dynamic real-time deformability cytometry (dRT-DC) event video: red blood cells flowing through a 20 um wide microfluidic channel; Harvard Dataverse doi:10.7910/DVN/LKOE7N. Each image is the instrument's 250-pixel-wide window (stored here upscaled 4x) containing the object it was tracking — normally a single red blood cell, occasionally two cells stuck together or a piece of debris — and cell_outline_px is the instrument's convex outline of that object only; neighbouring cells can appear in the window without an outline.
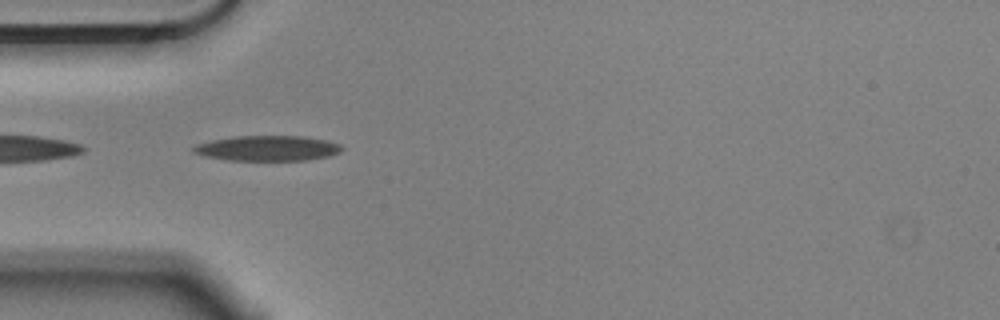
{"species": "Egyptian fruit bat (a non-hibernating species)", "species_latin": "Rousettus aegyptiacus", "temperature_condition": "cold", "stored_images_in_passage": 14, "camera_frame_rate_fps": 3000, "um_per_image_px": 0.085, "animal": {"sex": "male"}, "frame": {"image": 1, "passage_image": 4, "time_ms": 1.0, "image_size_px": [1000, 320], "cell_outline_px": [[344, 148], [340, 152], [328, 156], [304, 160], [228, 160], [204, 156], [192, 152], [192, 148], [196, 144], [212, 140], [236, 136], [304, 136], [328, 140], [340, 144]], "centroid_in_image_um": [22.74, 12.59], "position_along_channel_um": 62.3, "area_um2": 21.85}}
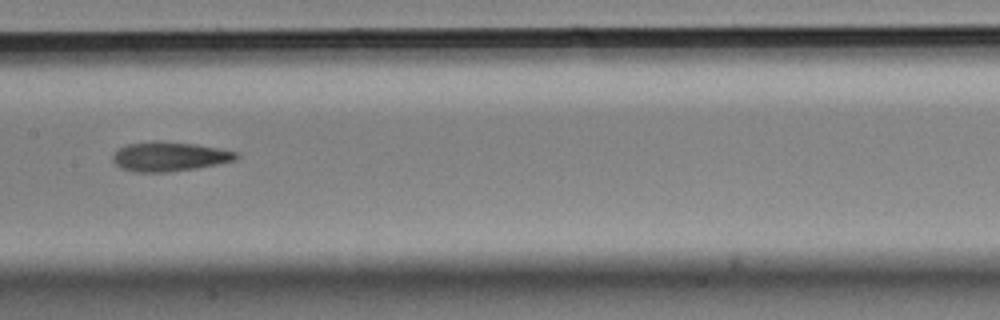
{"frame": {"image": 2, "passage_image": 7, "time_ms": 2.0, "image_size_px": [1000, 320], "cell_outline_px": [[240, 156], [236, 160], [196, 168], [168, 172], [132, 172], [120, 168], [112, 160], [112, 156], [120, 148], [128, 144], [152, 140], [192, 144], [216, 148], [236, 152]], "centroid_in_image_um": [14.36, 13.31], "position_along_channel_um": 193.0, "area_um2": 20.98}}
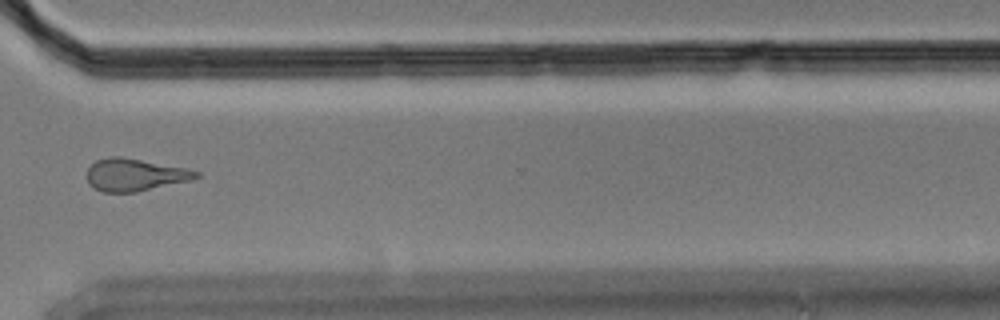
{"frame": {"image": 3, "passage_image": 11, "time_ms": 3.333, "image_size_px": [1000, 320], "cell_outline_px": [[200, 176], [192, 180], [136, 192], [104, 192], [92, 188], [88, 184], [88, 168], [96, 160], [112, 156], [120, 156], [188, 168], [200, 172]], "centroid_in_image_um": [11.48, 14.86], "position_along_channel_um": 359.1, "area_um2": 20.69}}